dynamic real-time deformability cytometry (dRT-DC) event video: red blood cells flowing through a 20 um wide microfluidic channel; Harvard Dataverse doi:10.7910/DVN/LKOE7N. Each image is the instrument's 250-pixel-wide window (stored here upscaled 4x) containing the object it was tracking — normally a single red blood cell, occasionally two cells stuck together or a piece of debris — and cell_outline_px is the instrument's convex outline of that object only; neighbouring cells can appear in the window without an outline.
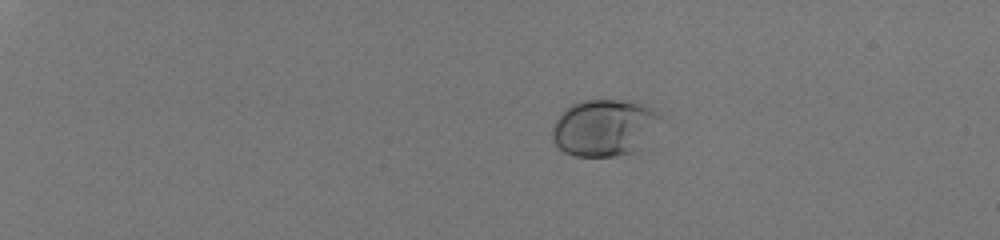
{"species": "human", "species_latin": "Homo sapiens", "temperature_condition": "room temperature", "stored_images_in_passage": 9, "segment_of_instrument_passage": [1, 2], "camera_frame_rate_fps": 3000, "um_per_image_px": 0.085, "donor": {"sex": "male"}, "frame": {"image": 1, "passage_image": 1, "time_ms": 0.0, "image_size_px": [1000, 240], "cell_outline_px": [[664, 116], [632, 152], [616, 156], [576, 156], [564, 152], [552, 140], [552, 124], [560, 112], [564, 108], [580, 100], [636, 100], [656, 108]], "centroid_in_image_um": [51.32, 10.79], "position_along_channel_um": 33.7, "area_um2": 35.89}}